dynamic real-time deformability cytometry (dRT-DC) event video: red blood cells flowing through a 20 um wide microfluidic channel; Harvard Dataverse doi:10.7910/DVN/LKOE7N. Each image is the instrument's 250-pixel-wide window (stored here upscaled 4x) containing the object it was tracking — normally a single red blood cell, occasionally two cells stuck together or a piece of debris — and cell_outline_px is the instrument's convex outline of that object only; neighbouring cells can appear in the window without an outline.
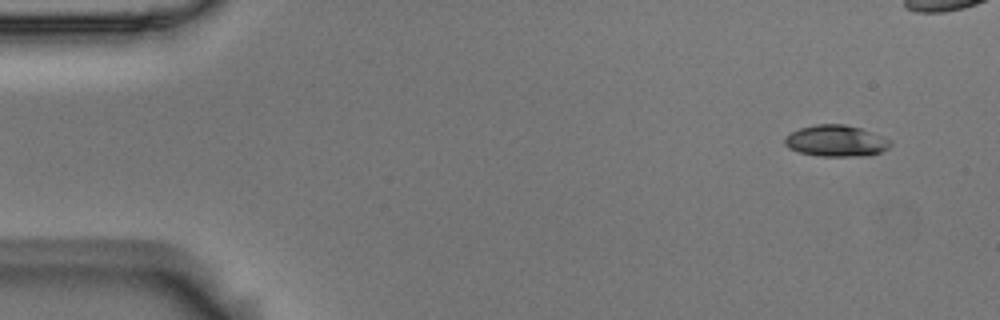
{"species": "Egyptian fruit bat (a non-hibernating species)", "species_latin": "Rousettus aegyptiacus", "temperature_condition": "room temperature", "stored_images_in_passage": 6, "camera_frame_rate_fps": 3000, "um_per_image_px": 0.085, "animal": {"sex": "male"}, "frame": {"image": 1, "passage_image": 1, "time_ms": 0.0, "image_size_px": [1000, 320], "cell_outline_px": [[892, 144], [888, 148], [880, 152], [868, 156], [820, 156], [800, 152], [788, 148], [784, 144], [784, 136], [800, 128], [816, 124], [844, 124], [860, 128], [892, 140]], "centroid_in_image_um": [71.06, 11.98], "position_along_channel_um": 13.9, "area_um2": 19.36}}
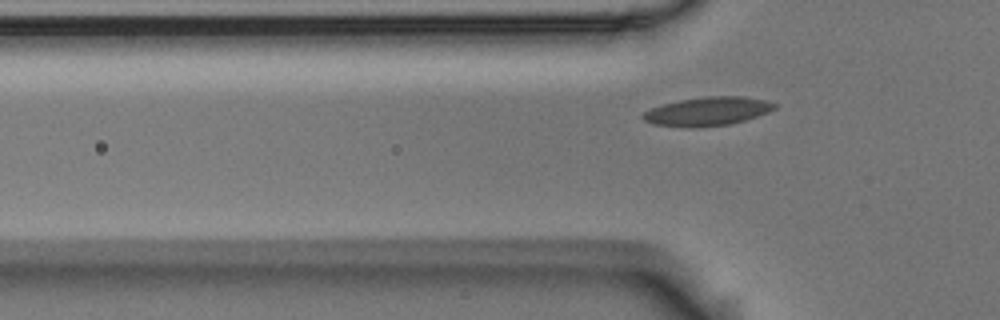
{"frame": {"image": 2, "passage_image": 6, "time_ms": 1.667, "image_size_px": [1000, 320], "cell_outline_px": [[776, 108], [768, 112], [744, 120], [728, 124], [684, 128], [652, 124], [644, 120], [640, 116], [644, 112], [652, 108], [664, 104], [680, 100], [708, 96], [744, 96], [764, 100], [776, 104]], "centroid_in_image_um": [60.11, 9.46], "position_along_channel_um": 65.7, "area_um2": 21.79}}